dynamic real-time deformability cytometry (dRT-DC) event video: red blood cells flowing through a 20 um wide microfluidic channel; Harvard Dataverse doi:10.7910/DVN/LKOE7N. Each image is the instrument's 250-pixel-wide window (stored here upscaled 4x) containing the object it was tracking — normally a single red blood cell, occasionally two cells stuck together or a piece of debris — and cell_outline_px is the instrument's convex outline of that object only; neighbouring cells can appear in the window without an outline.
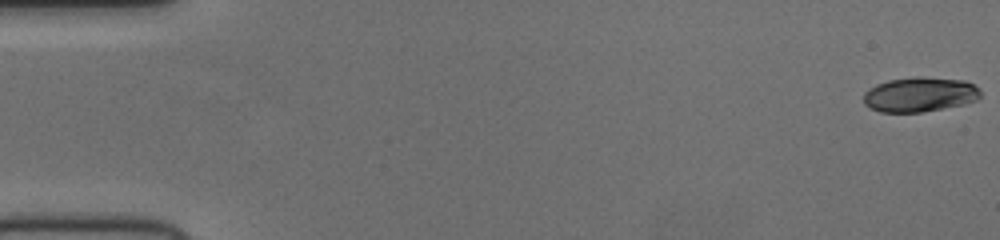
{"species": "human", "species_latin": "Homo sapiens", "temperature_condition": "cold", "stored_images_in_passage": 53, "camera_frame_rate_fps": 3000, "um_per_image_px": 0.085, "donor": {"sex": "female"}, "frame": {"image": 1, "passage_image": 1, "time_ms": 0.0, "image_size_px": [1000, 240], "cell_outline_px": [[980, 96], [976, 100], [964, 104], [920, 112], [880, 112], [868, 108], [864, 104], [864, 92], [876, 84], [888, 80], [920, 76], [964, 80], [980, 88]], "centroid_in_image_um": [78.16, 8.03], "position_along_channel_um": 6.8, "area_um2": 23.7}}
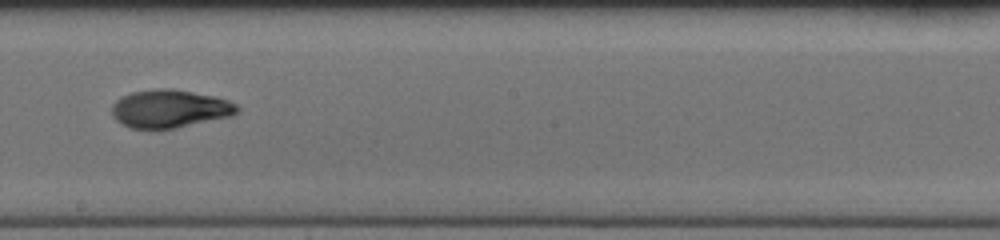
{"frame": {"image": 2, "passage_image": 31, "time_ms": 10.0, "image_size_px": [1000, 240], "cell_outline_px": [[240, 112], [232, 116], [176, 128], [128, 128], [120, 124], [112, 116], [112, 104], [120, 96], [132, 92], [156, 88], [172, 88], [216, 96], [228, 100], [236, 104], [240, 108]], "centroid_in_image_um": [14.43, 9.23], "position_along_channel_um": 233.8, "area_um2": 28.15}}
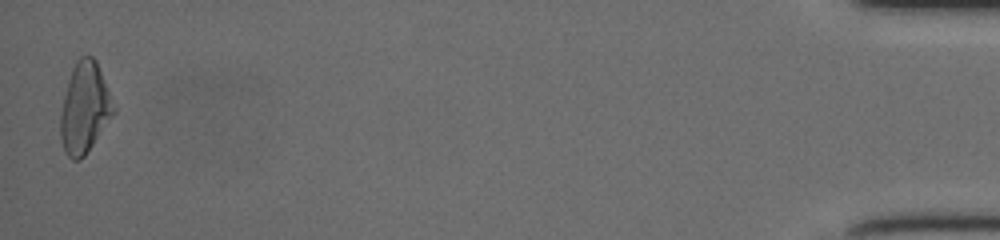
{"frame": {"image": 3, "passage_image": 53, "time_ms": 17.333, "image_size_px": [1000, 240], "cell_outline_px": [[116, 112], [84, 156], [80, 160], [72, 160], [64, 152], [60, 136], [60, 116], [64, 96], [68, 80], [72, 68], [76, 60], [80, 56], [92, 56], [96, 60], [116, 108]], "centroid_in_image_um": [7.19, 9.18], "position_along_channel_um": 428.0, "area_um2": 28.03}}